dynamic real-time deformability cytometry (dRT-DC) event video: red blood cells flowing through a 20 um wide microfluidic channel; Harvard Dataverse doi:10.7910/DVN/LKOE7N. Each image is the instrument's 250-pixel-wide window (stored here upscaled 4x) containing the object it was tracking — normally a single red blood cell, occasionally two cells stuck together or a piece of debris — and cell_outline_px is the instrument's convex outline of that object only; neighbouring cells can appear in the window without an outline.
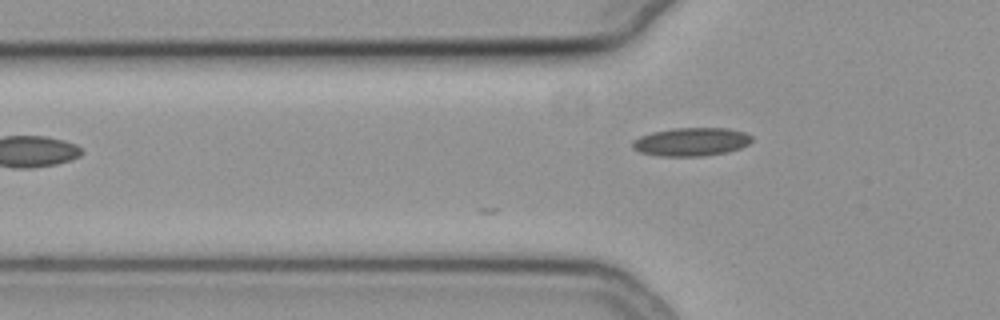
{"species": "common noctule bat (a hibernating species)", "species_latin": "Nyctalus noctula", "temperature_condition": "cold", "stored_images_in_passage": 5, "camera_frame_rate_fps": 3000, "um_per_image_px": 0.085, "animal": {"sex": "female", "body_mass_g": 19.3, "forearm_length_mm": 54.1}, "frame": {"image": 1, "passage_image": 5, "time_ms": 1.333, "image_size_px": [1000, 320], "cell_outline_px": [[752, 140], [748, 144], [740, 148], [728, 152], [704, 156], [660, 156], [640, 152], [632, 148], [632, 140], [640, 136], [652, 132], [672, 128], [728, 128], [744, 132], [752, 136]], "centroid_in_image_um": [58.75, 12.05], "position_along_channel_um": 67.1, "area_um2": 19.83}}